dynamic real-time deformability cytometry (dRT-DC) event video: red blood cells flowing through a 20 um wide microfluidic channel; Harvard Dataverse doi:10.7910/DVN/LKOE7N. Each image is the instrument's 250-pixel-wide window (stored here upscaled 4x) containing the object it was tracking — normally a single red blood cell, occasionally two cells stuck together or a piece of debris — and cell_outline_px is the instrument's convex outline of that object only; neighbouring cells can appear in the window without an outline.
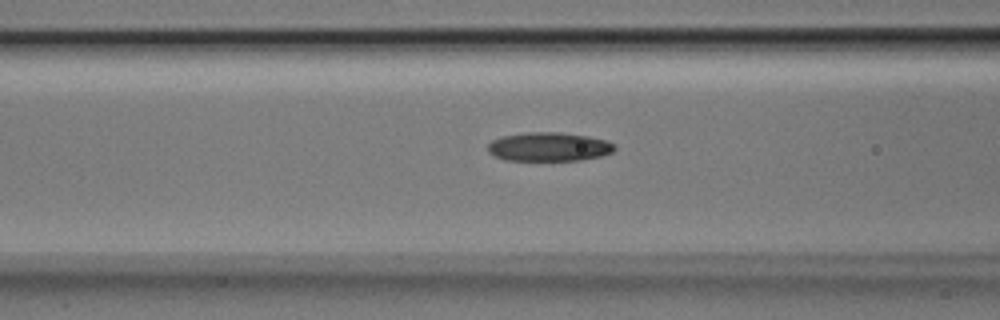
{"species": "Egyptian fruit bat (a non-hibernating species)", "species_latin": "Rousettus aegyptiacus", "temperature_condition": "room temperature", "stored_images_in_passage": 17, "camera_frame_rate_fps": 3000, "um_per_image_px": 0.085, "animal": {"sex": "male"}, "frame": {"image": 1, "passage_image": 15, "time_ms": 4.667, "image_size_px": [1000, 320], "cell_outline_px": [[616, 148], [612, 152], [600, 156], [580, 160], [504, 160], [488, 152], [488, 144], [492, 140], [500, 136], [524, 132], [560, 132], [588, 136], [608, 140], [616, 144]], "centroid_in_image_um": [46.66, 12.46], "position_along_channel_um": 119.9, "area_um2": 21.5}}